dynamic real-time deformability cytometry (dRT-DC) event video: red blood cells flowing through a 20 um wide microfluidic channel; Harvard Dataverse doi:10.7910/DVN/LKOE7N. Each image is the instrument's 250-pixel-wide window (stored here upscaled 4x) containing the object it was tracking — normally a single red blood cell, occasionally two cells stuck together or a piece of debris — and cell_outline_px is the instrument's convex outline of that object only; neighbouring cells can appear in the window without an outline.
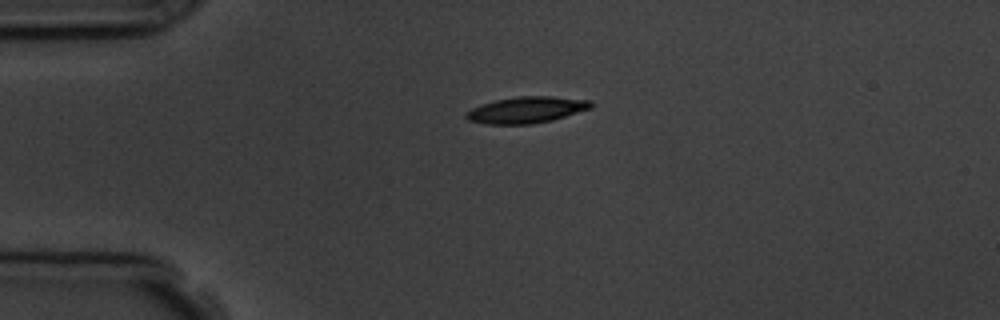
{"species": "common noctule bat (a hibernating species)", "species_latin": "Nyctalus noctula", "temperature_condition": "room temperature", "stored_images_in_passage": 2, "camera_frame_rate_fps": 3000, "um_per_image_px": 0.085, "animal": {"sex": "male", "body_mass_g": 19.5, "forearm_length_mm": 54.6}, "frame": {"image": 1, "passage_image": 1, "time_ms": 0.0, "image_size_px": [1000, 320], "cell_outline_px": [[592, 108], [552, 120], [532, 124], [488, 124], [468, 120], [464, 116], [464, 112], [480, 104], [496, 100], [520, 96], [552, 96], [592, 100]], "centroid_in_image_um": [44.74, 9.33], "position_along_channel_um": 40.3, "area_um2": 19.25}}